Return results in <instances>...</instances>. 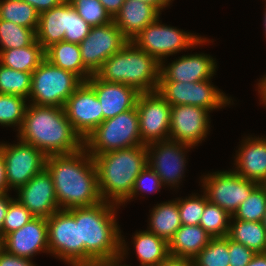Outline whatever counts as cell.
I'll use <instances>...</instances> for the list:
<instances>
[{"instance_id": "obj_5", "label": "cell", "mask_w": 266, "mask_h": 266, "mask_svg": "<svg viewBox=\"0 0 266 266\" xmlns=\"http://www.w3.org/2000/svg\"><path fill=\"white\" fill-rule=\"evenodd\" d=\"M95 75L105 82L132 86L139 93L154 92L159 85L160 62L128 41Z\"/></svg>"}, {"instance_id": "obj_19", "label": "cell", "mask_w": 266, "mask_h": 266, "mask_svg": "<svg viewBox=\"0 0 266 266\" xmlns=\"http://www.w3.org/2000/svg\"><path fill=\"white\" fill-rule=\"evenodd\" d=\"M4 250L31 259L37 253H49L47 218L33 217L20 229L4 237Z\"/></svg>"}, {"instance_id": "obj_17", "label": "cell", "mask_w": 266, "mask_h": 266, "mask_svg": "<svg viewBox=\"0 0 266 266\" xmlns=\"http://www.w3.org/2000/svg\"><path fill=\"white\" fill-rule=\"evenodd\" d=\"M64 109L74 130L83 140L103 122L101 103L86 82L68 98Z\"/></svg>"}, {"instance_id": "obj_40", "label": "cell", "mask_w": 266, "mask_h": 266, "mask_svg": "<svg viewBox=\"0 0 266 266\" xmlns=\"http://www.w3.org/2000/svg\"><path fill=\"white\" fill-rule=\"evenodd\" d=\"M34 216L16 198L13 199L8 207L7 214L2 226L3 237L9 233L20 229L27 224Z\"/></svg>"}, {"instance_id": "obj_48", "label": "cell", "mask_w": 266, "mask_h": 266, "mask_svg": "<svg viewBox=\"0 0 266 266\" xmlns=\"http://www.w3.org/2000/svg\"><path fill=\"white\" fill-rule=\"evenodd\" d=\"M161 266H194L192 259L168 256Z\"/></svg>"}, {"instance_id": "obj_53", "label": "cell", "mask_w": 266, "mask_h": 266, "mask_svg": "<svg viewBox=\"0 0 266 266\" xmlns=\"http://www.w3.org/2000/svg\"><path fill=\"white\" fill-rule=\"evenodd\" d=\"M4 250V237L3 234L0 233V253Z\"/></svg>"}, {"instance_id": "obj_1", "label": "cell", "mask_w": 266, "mask_h": 266, "mask_svg": "<svg viewBox=\"0 0 266 266\" xmlns=\"http://www.w3.org/2000/svg\"><path fill=\"white\" fill-rule=\"evenodd\" d=\"M117 209L118 205L105 201L68 209L79 221L83 266H116L127 257L128 246L116 222Z\"/></svg>"}, {"instance_id": "obj_21", "label": "cell", "mask_w": 266, "mask_h": 266, "mask_svg": "<svg viewBox=\"0 0 266 266\" xmlns=\"http://www.w3.org/2000/svg\"><path fill=\"white\" fill-rule=\"evenodd\" d=\"M86 83L95 91L101 103L103 121L136 106L139 92L132 86L123 83L105 82L95 74Z\"/></svg>"}, {"instance_id": "obj_54", "label": "cell", "mask_w": 266, "mask_h": 266, "mask_svg": "<svg viewBox=\"0 0 266 266\" xmlns=\"http://www.w3.org/2000/svg\"><path fill=\"white\" fill-rule=\"evenodd\" d=\"M266 1V0H265ZM266 6V5H265ZM264 30H265V36H266V9H265V12H264Z\"/></svg>"}, {"instance_id": "obj_32", "label": "cell", "mask_w": 266, "mask_h": 266, "mask_svg": "<svg viewBox=\"0 0 266 266\" xmlns=\"http://www.w3.org/2000/svg\"><path fill=\"white\" fill-rule=\"evenodd\" d=\"M232 215L208 201L205 194V209L199 225L212 237L224 238L228 235Z\"/></svg>"}, {"instance_id": "obj_20", "label": "cell", "mask_w": 266, "mask_h": 266, "mask_svg": "<svg viewBox=\"0 0 266 266\" xmlns=\"http://www.w3.org/2000/svg\"><path fill=\"white\" fill-rule=\"evenodd\" d=\"M160 63L159 82H198L211 79L216 72V61L207 54L182 55L167 66Z\"/></svg>"}, {"instance_id": "obj_15", "label": "cell", "mask_w": 266, "mask_h": 266, "mask_svg": "<svg viewBox=\"0 0 266 266\" xmlns=\"http://www.w3.org/2000/svg\"><path fill=\"white\" fill-rule=\"evenodd\" d=\"M146 147L148 166L159 176L162 184L179 187L186 169V150L193 147L171 140L154 142Z\"/></svg>"}, {"instance_id": "obj_16", "label": "cell", "mask_w": 266, "mask_h": 266, "mask_svg": "<svg viewBox=\"0 0 266 266\" xmlns=\"http://www.w3.org/2000/svg\"><path fill=\"white\" fill-rule=\"evenodd\" d=\"M209 121L207 109L192 105L171 106L169 140L194 147L207 137Z\"/></svg>"}, {"instance_id": "obj_26", "label": "cell", "mask_w": 266, "mask_h": 266, "mask_svg": "<svg viewBox=\"0 0 266 266\" xmlns=\"http://www.w3.org/2000/svg\"><path fill=\"white\" fill-rule=\"evenodd\" d=\"M45 59L53 65L70 71L86 82L92 74L84 67L79 44L61 41L45 49Z\"/></svg>"}, {"instance_id": "obj_23", "label": "cell", "mask_w": 266, "mask_h": 266, "mask_svg": "<svg viewBox=\"0 0 266 266\" xmlns=\"http://www.w3.org/2000/svg\"><path fill=\"white\" fill-rule=\"evenodd\" d=\"M161 12L153 5L140 0H126L113 18L122 35L131 41L146 26L160 18Z\"/></svg>"}, {"instance_id": "obj_18", "label": "cell", "mask_w": 266, "mask_h": 266, "mask_svg": "<svg viewBox=\"0 0 266 266\" xmlns=\"http://www.w3.org/2000/svg\"><path fill=\"white\" fill-rule=\"evenodd\" d=\"M16 198L34 217L49 218L60 210L55 194L54 182L48 170L33 176L25 185L17 189Z\"/></svg>"}, {"instance_id": "obj_43", "label": "cell", "mask_w": 266, "mask_h": 266, "mask_svg": "<svg viewBox=\"0 0 266 266\" xmlns=\"http://www.w3.org/2000/svg\"><path fill=\"white\" fill-rule=\"evenodd\" d=\"M229 266H247L255 252L243 244L232 241L228 238Z\"/></svg>"}, {"instance_id": "obj_12", "label": "cell", "mask_w": 266, "mask_h": 266, "mask_svg": "<svg viewBox=\"0 0 266 266\" xmlns=\"http://www.w3.org/2000/svg\"><path fill=\"white\" fill-rule=\"evenodd\" d=\"M18 144H0L4 157L7 186L17 190L45 168L47 156L33 145L18 139Z\"/></svg>"}, {"instance_id": "obj_11", "label": "cell", "mask_w": 266, "mask_h": 266, "mask_svg": "<svg viewBox=\"0 0 266 266\" xmlns=\"http://www.w3.org/2000/svg\"><path fill=\"white\" fill-rule=\"evenodd\" d=\"M201 181L208 201L223 208L230 215L234 214L239 205L259 185L241 177L234 170L213 172L204 175Z\"/></svg>"}, {"instance_id": "obj_13", "label": "cell", "mask_w": 266, "mask_h": 266, "mask_svg": "<svg viewBox=\"0 0 266 266\" xmlns=\"http://www.w3.org/2000/svg\"><path fill=\"white\" fill-rule=\"evenodd\" d=\"M136 108L143 145L169 140L171 105L157 91L139 93Z\"/></svg>"}, {"instance_id": "obj_29", "label": "cell", "mask_w": 266, "mask_h": 266, "mask_svg": "<svg viewBox=\"0 0 266 266\" xmlns=\"http://www.w3.org/2000/svg\"><path fill=\"white\" fill-rule=\"evenodd\" d=\"M227 237L255 253H266V229L262 222L231 219Z\"/></svg>"}, {"instance_id": "obj_33", "label": "cell", "mask_w": 266, "mask_h": 266, "mask_svg": "<svg viewBox=\"0 0 266 266\" xmlns=\"http://www.w3.org/2000/svg\"><path fill=\"white\" fill-rule=\"evenodd\" d=\"M32 73L22 72L0 64V94L18 95L28 99Z\"/></svg>"}, {"instance_id": "obj_14", "label": "cell", "mask_w": 266, "mask_h": 266, "mask_svg": "<svg viewBox=\"0 0 266 266\" xmlns=\"http://www.w3.org/2000/svg\"><path fill=\"white\" fill-rule=\"evenodd\" d=\"M127 42L114 21L92 27L90 33L79 44L84 67L94 75L102 64Z\"/></svg>"}, {"instance_id": "obj_34", "label": "cell", "mask_w": 266, "mask_h": 266, "mask_svg": "<svg viewBox=\"0 0 266 266\" xmlns=\"http://www.w3.org/2000/svg\"><path fill=\"white\" fill-rule=\"evenodd\" d=\"M266 212V188L258 185L234 212L231 219L262 222Z\"/></svg>"}, {"instance_id": "obj_25", "label": "cell", "mask_w": 266, "mask_h": 266, "mask_svg": "<svg viewBox=\"0 0 266 266\" xmlns=\"http://www.w3.org/2000/svg\"><path fill=\"white\" fill-rule=\"evenodd\" d=\"M68 23V0L39 15L36 40L46 49L50 45L64 41Z\"/></svg>"}, {"instance_id": "obj_2", "label": "cell", "mask_w": 266, "mask_h": 266, "mask_svg": "<svg viewBox=\"0 0 266 266\" xmlns=\"http://www.w3.org/2000/svg\"><path fill=\"white\" fill-rule=\"evenodd\" d=\"M45 168L54 182L60 209L93 206L103 201L94 158L85 148L71 154L49 155Z\"/></svg>"}, {"instance_id": "obj_37", "label": "cell", "mask_w": 266, "mask_h": 266, "mask_svg": "<svg viewBox=\"0 0 266 266\" xmlns=\"http://www.w3.org/2000/svg\"><path fill=\"white\" fill-rule=\"evenodd\" d=\"M192 260L194 266H229L228 237L212 238Z\"/></svg>"}, {"instance_id": "obj_44", "label": "cell", "mask_w": 266, "mask_h": 266, "mask_svg": "<svg viewBox=\"0 0 266 266\" xmlns=\"http://www.w3.org/2000/svg\"><path fill=\"white\" fill-rule=\"evenodd\" d=\"M31 260L9 254L5 250L0 253V266H36Z\"/></svg>"}, {"instance_id": "obj_9", "label": "cell", "mask_w": 266, "mask_h": 266, "mask_svg": "<svg viewBox=\"0 0 266 266\" xmlns=\"http://www.w3.org/2000/svg\"><path fill=\"white\" fill-rule=\"evenodd\" d=\"M49 253L70 266H83V243L79 221L68 210H58L47 218Z\"/></svg>"}, {"instance_id": "obj_55", "label": "cell", "mask_w": 266, "mask_h": 266, "mask_svg": "<svg viewBox=\"0 0 266 266\" xmlns=\"http://www.w3.org/2000/svg\"><path fill=\"white\" fill-rule=\"evenodd\" d=\"M116 266H129V265H125V264H121V263H118ZM141 266V265H139ZM144 266H161V264H156V265H144Z\"/></svg>"}, {"instance_id": "obj_45", "label": "cell", "mask_w": 266, "mask_h": 266, "mask_svg": "<svg viewBox=\"0 0 266 266\" xmlns=\"http://www.w3.org/2000/svg\"><path fill=\"white\" fill-rule=\"evenodd\" d=\"M33 6L39 14L61 5L66 0H23Z\"/></svg>"}, {"instance_id": "obj_47", "label": "cell", "mask_w": 266, "mask_h": 266, "mask_svg": "<svg viewBox=\"0 0 266 266\" xmlns=\"http://www.w3.org/2000/svg\"><path fill=\"white\" fill-rule=\"evenodd\" d=\"M13 199L14 198L9 197L8 192L0 194V233H2V226L4 223L5 216L7 214L9 204Z\"/></svg>"}, {"instance_id": "obj_50", "label": "cell", "mask_w": 266, "mask_h": 266, "mask_svg": "<svg viewBox=\"0 0 266 266\" xmlns=\"http://www.w3.org/2000/svg\"><path fill=\"white\" fill-rule=\"evenodd\" d=\"M247 266H266V253H256Z\"/></svg>"}, {"instance_id": "obj_57", "label": "cell", "mask_w": 266, "mask_h": 266, "mask_svg": "<svg viewBox=\"0 0 266 266\" xmlns=\"http://www.w3.org/2000/svg\"><path fill=\"white\" fill-rule=\"evenodd\" d=\"M262 185L266 188V181Z\"/></svg>"}, {"instance_id": "obj_4", "label": "cell", "mask_w": 266, "mask_h": 266, "mask_svg": "<svg viewBox=\"0 0 266 266\" xmlns=\"http://www.w3.org/2000/svg\"><path fill=\"white\" fill-rule=\"evenodd\" d=\"M93 158L102 200L118 206L125 205L135 179L148 165L146 145L109 151Z\"/></svg>"}, {"instance_id": "obj_42", "label": "cell", "mask_w": 266, "mask_h": 266, "mask_svg": "<svg viewBox=\"0 0 266 266\" xmlns=\"http://www.w3.org/2000/svg\"><path fill=\"white\" fill-rule=\"evenodd\" d=\"M161 186L163 184L159 176L147 165L135 179L132 193L125 202L127 203L133 199L139 192L142 194L143 192L152 193L159 191Z\"/></svg>"}, {"instance_id": "obj_7", "label": "cell", "mask_w": 266, "mask_h": 266, "mask_svg": "<svg viewBox=\"0 0 266 266\" xmlns=\"http://www.w3.org/2000/svg\"><path fill=\"white\" fill-rule=\"evenodd\" d=\"M83 82L76 74L44 59L32 72L29 103L64 108L68 98Z\"/></svg>"}, {"instance_id": "obj_49", "label": "cell", "mask_w": 266, "mask_h": 266, "mask_svg": "<svg viewBox=\"0 0 266 266\" xmlns=\"http://www.w3.org/2000/svg\"><path fill=\"white\" fill-rule=\"evenodd\" d=\"M10 191L7 186L6 168L4 157L0 152V194H4Z\"/></svg>"}, {"instance_id": "obj_30", "label": "cell", "mask_w": 266, "mask_h": 266, "mask_svg": "<svg viewBox=\"0 0 266 266\" xmlns=\"http://www.w3.org/2000/svg\"><path fill=\"white\" fill-rule=\"evenodd\" d=\"M133 246L141 266L161 264L168 256V243L148 230L134 234Z\"/></svg>"}, {"instance_id": "obj_52", "label": "cell", "mask_w": 266, "mask_h": 266, "mask_svg": "<svg viewBox=\"0 0 266 266\" xmlns=\"http://www.w3.org/2000/svg\"><path fill=\"white\" fill-rule=\"evenodd\" d=\"M258 93L260 94V98L262 99L261 103L266 106V76L264 75L263 78H260V81L258 83Z\"/></svg>"}, {"instance_id": "obj_39", "label": "cell", "mask_w": 266, "mask_h": 266, "mask_svg": "<svg viewBox=\"0 0 266 266\" xmlns=\"http://www.w3.org/2000/svg\"><path fill=\"white\" fill-rule=\"evenodd\" d=\"M182 225H199L205 209V193L201 196L192 194L188 198L177 199Z\"/></svg>"}, {"instance_id": "obj_38", "label": "cell", "mask_w": 266, "mask_h": 266, "mask_svg": "<svg viewBox=\"0 0 266 266\" xmlns=\"http://www.w3.org/2000/svg\"><path fill=\"white\" fill-rule=\"evenodd\" d=\"M78 15L91 27L106 25L113 18L99 0H68Z\"/></svg>"}, {"instance_id": "obj_28", "label": "cell", "mask_w": 266, "mask_h": 266, "mask_svg": "<svg viewBox=\"0 0 266 266\" xmlns=\"http://www.w3.org/2000/svg\"><path fill=\"white\" fill-rule=\"evenodd\" d=\"M45 59V49L35 39L29 46L0 51V64L22 72L32 73Z\"/></svg>"}, {"instance_id": "obj_56", "label": "cell", "mask_w": 266, "mask_h": 266, "mask_svg": "<svg viewBox=\"0 0 266 266\" xmlns=\"http://www.w3.org/2000/svg\"><path fill=\"white\" fill-rule=\"evenodd\" d=\"M262 224H263V226H264L265 229H266V212H265V214H264V216H263Z\"/></svg>"}, {"instance_id": "obj_8", "label": "cell", "mask_w": 266, "mask_h": 266, "mask_svg": "<svg viewBox=\"0 0 266 266\" xmlns=\"http://www.w3.org/2000/svg\"><path fill=\"white\" fill-rule=\"evenodd\" d=\"M159 18L146 26L131 41L140 49L153 56L158 62L179 51L203 45L209 40L201 38L176 27H170L159 22Z\"/></svg>"}, {"instance_id": "obj_51", "label": "cell", "mask_w": 266, "mask_h": 266, "mask_svg": "<svg viewBox=\"0 0 266 266\" xmlns=\"http://www.w3.org/2000/svg\"><path fill=\"white\" fill-rule=\"evenodd\" d=\"M140 1L147 2L153 5L161 12V10L168 7L173 0H140Z\"/></svg>"}, {"instance_id": "obj_36", "label": "cell", "mask_w": 266, "mask_h": 266, "mask_svg": "<svg viewBox=\"0 0 266 266\" xmlns=\"http://www.w3.org/2000/svg\"><path fill=\"white\" fill-rule=\"evenodd\" d=\"M27 101L18 95L0 94V125L16 126L19 131L28 106Z\"/></svg>"}, {"instance_id": "obj_6", "label": "cell", "mask_w": 266, "mask_h": 266, "mask_svg": "<svg viewBox=\"0 0 266 266\" xmlns=\"http://www.w3.org/2000/svg\"><path fill=\"white\" fill-rule=\"evenodd\" d=\"M143 145L136 106L104 120L84 140V148L93 157L105 152Z\"/></svg>"}, {"instance_id": "obj_24", "label": "cell", "mask_w": 266, "mask_h": 266, "mask_svg": "<svg viewBox=\"0 0 266 266\" xmlns=\"http://www.w3.org/2000/svg\"><path fill=\"white\" fill-rule=\"evenodd\" d=\"M211 239L200 225H181L168 243L169 256L193 259Z\"/></svg>"}, {"instance_id": "obj_10", "label": "cell", "mask_w": 266, "mask_h": 266, "mask_svg": "<svg viewBox=\"0 0 266 266\" xmlns=\"http://www.w3.org/2000/svg\"><path fill=\"white\" fill-rule=\"evenodd\" d=\"M210 81L211 79L198 82H159L157 92L171 106L192 105L211 112L229 105L232 99Z\"/></svg>"}, {"instance_id": "obj_22", "label": "cell", "mask_w": 266, "mask_h": 266, "mask_svg": "<svg viewBox=\"0 0 266 266\" xmlns=\"http://www.w3.org/2000/svg\"><path fill=\"white\" fill-rule=\"evenodd\" d=\"M236 152L233 170L262 185L266 181V137H247Z\"/></svg>"}, {"instance_id": "obj_27", "label": "cell", "mask_w": 266, "mask_h": 266, "mask_svg": "<svg viewBox=\"0 0 266 266\" xmlns=\"http://www.w3.org/2000/svg\"><path fill=\"white\" fill-rule=\"evenodd\" d=\"M148 231L167 243L181 227L177 199L157 204L150 213Z\"/></svg>"}, {"instance_id": "obj_3", "label": "cell", "mask_w": 266, "mask_h": 266, "mask_svg": "<svg viewBox=\"0 0 266 266\" xmlns=\"http://www.w3.org/2000/svg\"><path fill=\"white\" fill-rule=\"evenodd\" d=\"M17 137L46 156L71 154L84 148V140L74 130L64 108L28 103Z\"/></svg>"}, {"instance_id": "obj_46", "label": "cell", "mask_w": 266, "mask_h": 266, "mask_svg": "<svg viewBox=\"0 0 266 266\" xmlns=\"http://www.w3.org/2000/svg\"><path fill=\"white\" fill-rule=\"evenodd\" d=\"M108 14L114 18L126 0H99Z\"/></svg>"}, {"instance_id": "obj_31", "label": "cell", "mask_w": 266, "mask_h": 266, "mask_svg": "<svg viewBox=\"0 0 266 266\" xmlns=\"http://www.w3.org/2000/svg\"><path fill=\"white\" fill-rule=\"evenodd\" d=\"M37 10L23 0H0V19L13 22L35 33L39 23Z\"/></svg>"}, {"instance_id": "obj_41", "label": "cell", "mask_w": 266, "mask_h": 266, "mask_svg": "<svg viewBox=\"0 0 266 266\" xmlns=\"http://www.w3.org/2000/svg\"><path fill=\"white\" fill-rule=\"evenodd\" d=\"M91 26L83 20L68 1V23L64 41L80 44L90 33Z\"/></svg>"}, {"instance_id": "obj_35", "label": "cell", "mask_w": 266, "mask_h": 266, "mask_svg": "<svg viewBox=\"0 0 266 266\" xmlns=\"http://www.w3.org/2000/svg\"><path fill=\"white\" fill-rule=\"evenodd\" d=\"M35 39L32 29L0 19V51L29 46Z\"/></svg>"}]
</instances>
